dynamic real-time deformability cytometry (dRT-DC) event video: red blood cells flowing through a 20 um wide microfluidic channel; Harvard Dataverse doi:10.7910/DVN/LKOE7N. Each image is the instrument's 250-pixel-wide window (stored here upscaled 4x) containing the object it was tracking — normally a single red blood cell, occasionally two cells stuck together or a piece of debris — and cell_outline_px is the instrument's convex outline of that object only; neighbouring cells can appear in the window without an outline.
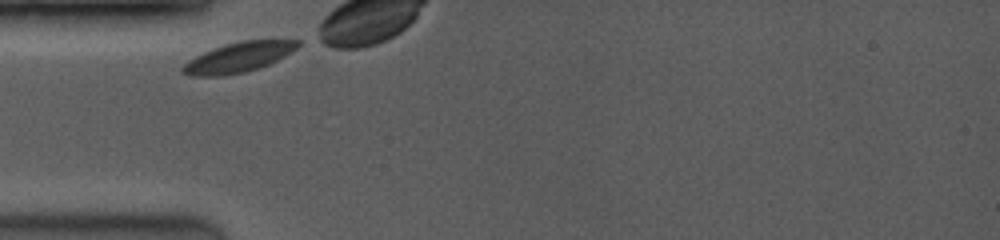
{"species": "common noctule bat (a hibernating species)", "species_latin": "Nyctalus noctula", "temperature_condition": "room temperature", "stored_images_in_passage": 5, "camera_frame_rate_fps": 3500, "um_per_image_px": 0.085, "animal": {"sex": "female", "body_mass_g": 19.0, "forearm_length_mm": 53.3}, "frame": {"image": 1, "passage_image": 1, "time_ms": 0.0, "image_size_px": [1000, 240], "cell_outline_px": [[300, 44], [296, 48], [284, 56], [260, 68], [244, 72], [220, 76], [192, 76], [180, 72], [180, 68], [188, 60], [212, 48], [224, 44], [240, 40], [300, 40]], "centroid_in_image_um": [20.23, 4.87], "position_along_channel_um": 64.8, "area_um2": 20.06}}